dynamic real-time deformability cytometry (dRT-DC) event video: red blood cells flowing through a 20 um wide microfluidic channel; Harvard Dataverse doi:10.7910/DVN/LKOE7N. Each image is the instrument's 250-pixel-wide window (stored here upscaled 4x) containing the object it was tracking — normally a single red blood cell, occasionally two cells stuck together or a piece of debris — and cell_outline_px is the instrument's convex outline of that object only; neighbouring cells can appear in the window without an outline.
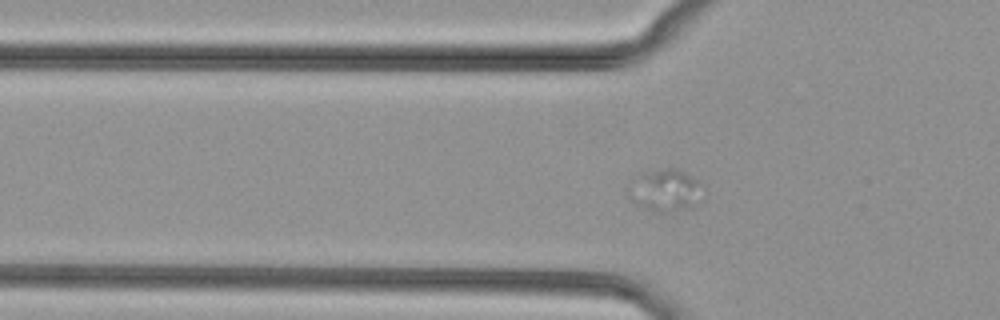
{"species": "common noctule bat (a hibernating species)", "species_latin": "Nyctalus noctula", "temperature_condition": "cold", "stored_images_in_passage": 27, "camera_frame_rate_fps": 3000, "um_per_image_px": 0.085, "animal": {"sex": "female", "body_mass_g": 29.2, "forearm_length_mm": 56.3}, "frame": {"image": 1, "passage_image": 17, "time_ms": 5.333, "image_size_px": [1000, 320], "cell_outline_px": [[696, 204], [692, 208], [664, 212], [656, 212], [644, 208], [628, 200], [628, 192], [632, 180], [640, 176], [668, 168], [672, 168], [684, 172], [696, 180]], "centroid_in_image_um": [56.43, 16.23], "position_along_channel_um": 69.4, "area_um2": 17.17}}
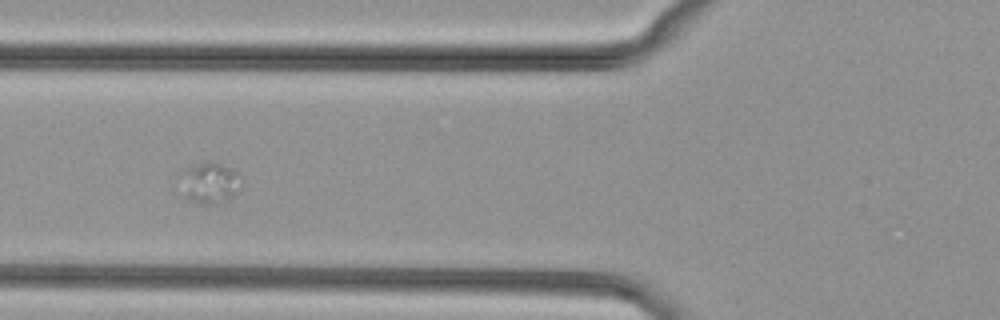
{"frame": {"image": 2, "passage_image": 20, "time_ms": 6.333, "image_size_px": [1000, 320], "cell_outline_px": [[240, 184], [232, 196], [228, 200], [212, 204], [196, 204], [188, 200], [184, 196], [188, 168], [192, 164], [220, 164], [236, 172]], "centroid_in_image_um": [17.87, 15.62], "position_along_channel_um": 107.9, "area_um2": 13.24}}
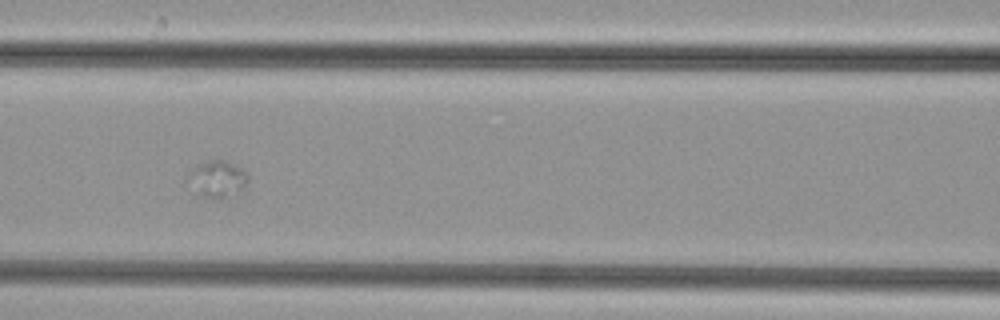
{"frame": {"image": 3, "passage_image": 23, "time_ms": 7.333, "image_size_px": [1000, 320], "cell_outline_px": [[248, 180], [240, 188], [220, 200], [204, 196], [196, 192], [184, 180], [188, 172], [212, 160], [224, 160], [248, 172]], "centroid_in_image_um": [18.42, 15.22], "position_along_channel_um": 148.2, "area_um2": 12.37}}